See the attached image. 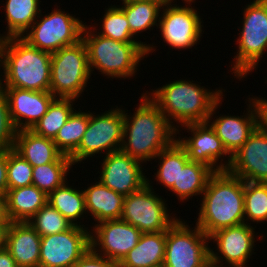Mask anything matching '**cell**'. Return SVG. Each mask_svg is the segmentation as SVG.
<instances>
[{"mask_svg":"<svg viewBox=\"0 0 267 267\" xmlns=\"http://www.w3.org/2000/svg\"><path fill=\"white\" fill-rule=\"evenodd\" d=\"M2 92L7 97L10 117L17 131L31 129L56 99L51 92L15 87H2Z\"/></svg>","mask_w":267,"mask_h":267,"instance_id":"obj_19","label":"cell"},{"mask_svg":"<svg viewBox=\"0 0 267 267\" xmlns=\"http://www.w3.org/2000/svg\"><path fill=\"white\" fill-rule=\"evenodd\" d=\"M73 163L69 156L61 154L54 162L33 167L32 185L47 196L67 182Z\"/></svg>","mask_w":267,"mask_h":267,"instance_id":"obj_28","label":"cell"},{"mask_svg":"<svg viewBox=\"0 0 267 267\" xmlns=\"http://www.w3.org/2000/svg\"><path fill=\"white\" fill-rule=\"evenodd\" d=\"M0 267H18L14 258L5 247L0 249Z\"/></svg>","mask_w":267,"mask_h":267,"instance_id":"obj_42","label":"cell"},{"mask_svg":"<svg viewBox=\"0 0 267 267\" xmlns=\"http://www.w3.org/2000/svg\"><path fill=\"white\" fill-rule=\"evenodd\" d=\"M0 67L4 73L1 87L50 92L51 53L21 37L0 40Z\"/></svg>","mask_w":267,"mask_h":267,"instance_id":"obj_3","label":"cell"},{"mask_svg":"<svg viewBox=\"0 0 267 267\" xmlns=\"http://www.w3.org/2000/svg\"><path fill=\"white\" fill-rule=\"evenodd\" d=\"M156 158L160 162L155 179L170 190L173 185H178L180 167H184L190 161L187 151L176 139L169 147L163 149Z\"/></svg>","mask_w":267,"mask_h":267,"instance_id":"obj_30","label":"cell"},{"mask_svg":"<svg viewBox=\"0 0 267 267\" xmlns=\"http://www.w3.org/2000/svg\"><path fill=\"white\" fill-rule=\"evenodd\" d=\"M168 1H135L119 7L128 20L131 33L136 36L155 25L158 27L162 6Z\"/></svg>","mask_w":267,"mask_h":267,"instance_id":"obj_31","label":"cell"},{"mask_svg":"<svg viewBox=\"0 0 267 267\" xmlns=\"http://www.w3.org/2000/svg\"><path fill=\"white\" fill-rule=\"evenodd\" d=\"M84 227V228H83ZM90 248V230L83 225L41 237L39 267H72Z\"/></svg>","mask_w":267,"mask_h":267,"instance_id":"obj_12","label":"cell"},{"mask_svg":"<svg viewBox=\"0 0 267 267\" xmlns=\"http://www.w3.org/2000/svg\"><path fill=\"white\" fill-rule=\"evenodd\" d=\"M72 267H119L118 263L95 253L91 248Z\"/></svg>","mask_w":267,"mask_h":267,"instance_id":"obj_39","label":"cell"},{"mask_svg":"<svg viewBox=\"0 0 267 267\" xmlns=\"http://www.w3.org/2000/svg\"><path fill=\"white\" fill-rule=\"evenodd\" d=\"M207 236L197 225L192 230L177 219L166 231L163 267H205L210 261Z\"/></svg>","mask_w":267,"mask_h":267,"instance_id":"obj_10","label":"cell"},{"mask_svg":"<svg viewBox=\"0 0 267 267\" xmlns=\"http://www.w3.org/2000/svg\"><path fill=\"white\" fill-rule=\"evenodd\" d=\"M40 0H7L5 17L7 33L0 35V40L10 37H22L38 18ZM8 28V29H7Z\"/></svg>","mask_w":267,"mask_h":267,"instance_id":"obj_26","label":"cell"},{"mask_svg":"<svg viewBox=\"0 0 267 267\" xmlns=\"http://www.w3.org/2000/svg\"><path fill=\"white\" fill-rule=\"evenodd\" d=\"M136 112L130 117L124 111V128L121 151L130 157L146 162L169 147L177 138V130L161 113L158 106L143 93Z\"/></svg>","mask_w":267,"mask_h":267,"instance_id":"obj_1","label":"cell"},{"mask_svg":"<svg viewBox=\"0 0 267 267\" xmlns=\"http://www.w3.org/2000/svg\"><path fill=\"white\" fill-rule=\"evenodd\" d=\"M222 90L216 89L213 92L196 82L180 79L169 82L153 92L146 91V95L158 106L178 134L179 126H174L172 120L176 124H181V128L186 124L207 122L214 105L223 98Z\"/></svg>","mask_w":267,"mask_h":267,"instance_id":"obj_4","label":"cell"},{"mask_svg":"<svg viewBox=\"0 0 267 267\" xmlns=\"http://www.w3.org/2000/svg\"><path fill=\"white\" fill-rule=\"evenodd\" d=\"M47 195L36 186L9 189L5 212L9 222H28L47 203Z\"/></svg>","mask_w":267,"mask_h":267,"instance_id":"obj_23","label":"cell"},{"mask_svg":"<svg viewBox=\"0 0 267 267\" xmlns=\"http://www.w3.org/2000/svg\"><path fill=\"white\" fill-rule=\"evenodd\" d=\"M205 267H224V266H221V265H217V264H214L213 262L209 261ZM225 267H228V266H225Z\"/></svg>","mask_w":267,"mask_h":267,"instance_id":"obj_46","label":"cell"},{"mask_svg":"<svg viewBox=\"0 0 267 267\" xmlns=\"http://www.w3.org/2000/svg\"><path fill=\"white\" fill-rule=\"evenodd\" d=\"M91 77L85 43L51 53L50 92L55 98L78 99Z\"/></svg>","mask_w":267,"mask_h":267,"instance_id":"obj_7","label":"cell"},{"mask_svg":"<svg viewBox=\"0 0 267 267\" xmlns=\"http://www.w3.org/2000/svg\"><path fill=\"white\" fill-rule=\"evenodd\" d=\"M87 213L96 223L121 219L125 196L103 185L100 181L83 190Z\"/></svg>","mask_w":267,"mask_h":267,"instance_id":"obj_22","label":"cell"},{"mask_svg":"<svg viewBox=\"0 0 267 267\" xmlns=\"http://www.w3.org/2000/svg\"><path fill=\"white\" fill-rule=\"evenodd\" d=\"M89 124V111H74L53 139L56 148L70 156L79 146Z\"/></svg>","mask_w":267,"mask_h":267,"instance_id":"obj_33","label":"cell"},{"mask_svg":"<svg viewBox=\"0 0 267 267\" xmlns=\"http://www.w3.org/2000/svg\"><path fill=\"white\" fill-rule=\"evenodd\" d=\"M168 1L159 17L162 38L173 49H187L197 45L202 36V21L192 6H179ZM202 24V25H201Z\"/></svg>","mask_w":267,"mask_h":267,"instance_id":"obj_13","label":"cell"},{"mask_svg":"<svg viewBox=\"0 0 267 267\" xmlns=\"http://www.w3.org/2000/svg\"><path fill=\"white\" fill-rule=\"evenodd\" d=\"M33 166L14 149L7 150L8 190L32 185Z\"/></svg>","mask_w":267,"mask_h":267,"instance_id":"obj_37","label":"cell"},{"mask_svg":"<svg viewBox=\"0 0 267 267\" xmlns=\"http://www.w3.org/2000/svg\"><path fill=\"white\" fill-rule=\"evenodd\" d=\"M40 243V234L29 222L9 223L5 248L18 267H39Z\"/></svg>","mask_w":267,"mask_h":267,"instance_id":"obj_21","label":"cell"},{"mask_svg":"<svg viewBox=\"0 0 267 267\" xmlns=\"http://www.w3.org/2000/svg\"><path fill=\"white\" fill-rule=\"evenodd\" d=\"M92 27L98 30L95 26L89 27L85 24L82 31V41L87 48L91 73L95 68L101 74L108 76L107 78L133 77L140 60L155 51V46L141 41L124 43L103 37L97 34V31L94 32Z\"/></svg>","mask_w":267,"mask_h":267,"instance_id":"obj_5","label":"cell"},{"mask_svg":"<svg viewBox=\"0 0 267 267\" xmlns=\"http://www.w3.org/2000/svg\"><path fill=\"white\" fill-rule=\"evenodd\" d=\"M0 222H9L5 212V196H0Z\"/></svg>","mask_w":267,"mask_h":267,"instance_id":"obj_44","label":"cell"},{"mask_svg":"<svg viewBox=\"0 0 267 267\" xmlns=\"http://www.w3.org/2000/svg\"><path fill=\"white\" fill-rule=\"evenodd\" d=\"M173 3L174 0H168ZM186 4H189L191 6L192 2H195L194 0H183ZM191 3V4H190Z\"/></svg>","mask_w":267,"mask_h":267,"instance_id":"obj_47","label":"cell"},{"mask_svg":"<svg viewBox=\"0 0 267 267\" xmlns=\"http://www.w3.org/2000/svg\"><path fill=\"white\" fill-rule=\"evenodd\" d=\"M254 100L258 111V126L267 133V99L254 97Z\"/></svg>","mask_w":267,"mask_h":267,"instance_id":"obj_41","label":"cell"},{"mask_svg":"<svg viewBox=\"0 0 267 267\" xmlns=\"http://www.w3.org/2000/svg\"><path fill=\"white\" fill-rule=\"evenodd\" d=\"M242 31L237 39L238 51L231 70L238 79L244 78L258 66L267 51V0H254L246 5ZM234 65V66H233Z\"/></svg>","mask_w":267,"mask_h":267,"instance_id":"obj_6","label":"cell"},{"mask_svg":"<svg viewBox=\"0 0 267 267\" xmlns=\"http://www.w3.org/2000/svg\"><path fill=\"white\" fill-rule=\"evenodd\" d=\"M93 229L90 232V248L118 264L138 244L142 235L137 227L122 219L99 222Z\"/></svg>","mask_w":267,"mask_h":267,"instance_id":"obj_14","label":"cell"},{"mask_svg":"<svg viewBox=\"0 0 267 267\" xmlns=\"http://www.w3.org/2000/svg\"><path fill=\"white\" fill-rule=\"evenodd\" d=\"M10 222H0V249L5 247L6 232Z\"/></svg>","mask_w":267,"mask_h":267,"instance_id":"obj_43","label":"cell"},{"mask_svg":"<svg viewBox=\"0 0 267 267\" xmlns=\"http://www.w3.org/2000/svg\"><path fill=\"white\" fill-rule=\"evenodd\" d=\"M7 190V150H0V196H6Z\"/></svg>","mask_w":267,"mask_h":267,"instance_id":"obj_40","label":"cell"},{"mask_svg":"<svg viewBox=\"0 0 267 267\" xmlns=\"http://www.w3.org/2000/svg\"><path fill=\"white\" fill-rule=\"evenodd\" d=\"M41 13L21 37L29 45L54 53L82 40L85 25L82 20L57 8L44 17H41L43 16ZM40 17L41 19L38 20Z\"/></svg>","mask_w":267,"mask_h":267,"instance_id":"obj_8","label":"cell"},{"mask_svg":"<svg viewBox=\"0 0 267 267\" xmlns=\"http://www.w3.org/2000/svg\"><path fill=\"white\" fill-rule=\"evenodd\" d=\"M196 225L210 236L215 231L245 223L244 180L227 170L214 172L203 192Z\"/></svg>","mask_w":267,"mask_h":267,"instance_id":"obj_2","label":"cell"},{"mask_svg":"<svg viewBox=\"0 0 267 267\" xmlns=\"http://www.w3.org/2000/svg\"><path fill=\"white\" fill-rule=\"evenodd\" d=\"M150 184L147 179V184L141 190L125 196L121 219L142 233L167 231L178 218L169 215L165 200L155 193Z\"/></svg>","mask_w":267,"mask_h":267,"instance_id":"obj_11","label":"cell"},{"mask_svg":"<svg viewBox=\"0 0 267 267\" xmlns=\"http://www.w3.org/2000/svg\"><path fill=\"white\" fill-rule=\"evenodd\" d=\"M28 222L41 237L64 232L73 226L48 202Z\"/></svg>","mask_w":267,"mask_h":267,"instance_id":"obj_36","label":"cell"},{"mask_svg":"<svg viewBox=\"0 0 267 267\" xmlns=\"http://www.w3.org/2000/svg\"><path fill=\"white\" fill-rule=\"evenodd\" d=\"M17 130L11 120L6 95L0 92V150L14 148Z\"/></svg>","mask_w":267,"mask_h":267,"instance_id":"obj_38","label":"cell"},{"mask_svg":"<svg viewBox=\"0 0 267 267\" xmlns=\"http://www.w3.org/2000/svg\"><path fill=\"white\" fill-rule=\"evenodd\" d=\"M123 108L110 109L101 115L89 111V124L78 148L69 156L73 165L98 153L119 151L123 141Z\"/></svg>","mask_w":267,"mask_h":267,"instance_id":"obj_9","label":"cell"},{"mask_svg":"<svg viewBox=\"0 0 267 267\" xmlns=\"http://www.w3.org/2000/svg\"><path fill=\"white\" fill-rule=\"evenodd\" d=\"M103 30L97 32L103 37L118 40L124 43L139 42L134 40V35L130 31V26L125 13L118 7L112 5L106 9L102 18Z\"/></svg>","mask_w":267,"mask_h":267,"instance_id":"obj_35","label":"cell"},{"mask_svg":"<svg viewBox=\"0 0 267 267\" xmlns=\"http://www.w3.org/2000/svg\"><path fill=\"white\" fill-rule=\"evenodd\" d=\"M13 149L33 167L54 162L62 154L53 139L40 136L30 129L17 131Z\"/></svg>","mask_w":267,"mask_h":267,"instance_id":"obj_25","label":"cell"},{"mask_svg":"<svg viewBox=\"0 0 267 267\" xmlns=\"http://www.w3.org/2000/svg\"><path fill=\"white\" fill-rule=\"evenodd\" d=\"M69 186L68 182L56 188L47 197V202L59 211L69 222L78 226L75 222L87 213L83 190H77Z\"/></svg>","mask_w":267,"mask_h":267,"instance_id":"obj_29","label":"cell"},{"mask_svg":"<svg viewBox=\"0 0 267 267\" xmlns=\"http://www.w3.org/2000/svg\"><path fill=\"white\" fill-rule=\"evenodd\" d=\"M244 215L245 223L267 222V183L244 181Z\"/></svg>","mask_w":267,"mask_h":267,"instance_id":"obj_34","label":"cell"},{"mask_svg":"<svg viewBox=\"0 0 267 267\" xmlns=\"http://www.w3.org/2000/svg\"><path fill=\"white\" fill-rule=\"evenodd\" d=\"M135 1H168V0H123V3H131Z\"/></svg>","mask_w":267,"mask_h":267,"instance_id":"obj_45","label":"cell"},{"mask_svg":"<svg viewBox=\"0 0 267 267\" xmlns=\"http://www.w3.org/2000/svg\"><path fill=\"white\" fill-rule=\"evenodd\" d=\"M254 230L255 228L249 223H242L222 228L212 233L209 236V240H214L213 242L216 243L218 248L216 250L220 255L210 248V261L221 266L226 261L225 263L229 267H246V263L249 261L248 259H250L255 246L256 234Z\"/></svg>","mask_w":267,"mask_h":267,"instance_id":"obj_15","label":"cell"},{"mask_svg":"<svg viewBox=\"0 0 267 267\" xmlns=\"http://www.w3.org/2000/svg\"><path fill=\"white\" fill-rule=\"evenodd\" d=\"M0 70H1V68H0ZM1 76H2V72H1V75H0V92L2 91V87H1Z\"/></svg>","mask_w":267,"mask_h":267,"instance_id":"obj_48","label":"cell"},{"mask_svg":"<svg viewBox=\"0 0 267 267\" xmlns=\"http://www.w3.org/2000/svg\"><path fill=\"white\" fill-rule=\"evenodd\" d=\"M166 249V231L142 233L119 267H163Z\"/></svg>","mask_w":267,"mask_h":267,"instance_id":"obj_24","label":"cell"},{"mask_svg":"<svg viewBox=\"0 0 267 267\" xmlns=\"http://www.w3.org/2000/svg\"><path fill=\"white\" fill-rule=\"evenodd\" d=\"M214 171L207 165L189 161L184 167H180L178 185L170 189L182 202L190 197L203 195L207 181Z\"/></svg>","mask_w":267,"mask_h":267,"instance_id":"obj_27","label":"cell"},{"mask_svg":"<svg viewBox=\"0 0 267 267\" xmlns=\"http://www.w3.org/2000/svg\"><path fill=\"white\" fill-rule=\"evenodd\" d=\"M183 127L189 130L192 136L185 139L178 137L177 141L186 149L190 161L203 163L214 172L227 170L232 156L227 152L210 123H191ZM224 155L225 157L228 155V161H224L225 163L222 162Z\"/></svg>","mask_w":267,"mask_h":267,"instance_id":"obj_16","label":"cell"},{"mask_svg":"<svg viewBox=\"0 0 267 267\" xmlns=\"http://www.w3.org/2000/svg\"><path fill=\"white\" fill-rule=\"evenodd\" d=\"M142 162L121 150L104 156L99 181L115 192L128 196L141 190L147 179L142 171Z\"/></svg>","mask_w":267,"mask_h":267,"instance_id":"obj_17","label":"cell"},{"mask_svg":"<svg viewBox=\"0 0 267 267\" xmlns=\"http://www.w3.org/2000/svg\"><path fill=\"white\" fill-rule=\"evenodd\" d=\"M74 101L75 99L56 98L47 113L30 130L45 138L54 139L74 112Z\"/></svg>","mask_w":267,"mask_h":267,"instance_id":"obj_32","label":"cell"},{"mask_svg":"<svg viewBox=\"0 0 267 267\" xmlns=\"http://www.w3.org/2000/svg\"><path fill=\"white\" fill-rule=\"evenodd\" d=\"M248 113L244 116L220 115L212 121V116L216 114V109L222 104L221 99L214 105L210 113L208 123L216 132L218 138L222 141L227 152L232 156L248 140L249 136L258 127V111L254 97L249 98ZM253 108V109H252ZM249 109V110H248ZM218 117V118H217Z\"/></svg>","mask_w":267,"mask_h":267,"instance_id":"obj_20","label":"cell"},{"mask_svg":"<svg viewBox=\"0 0 267 267\" xmlns=\"http://www.w3.org/2000/svg\"><path fill=\"white\" fill-rule=\"evenodd\" d=\"M227 171L244 181L267 183V133L259 126L232 155Z\"/></svg>","mask_w":267,"mask_h":267,"instance_id":"obj_18","label":"cell"}]
</instances>
